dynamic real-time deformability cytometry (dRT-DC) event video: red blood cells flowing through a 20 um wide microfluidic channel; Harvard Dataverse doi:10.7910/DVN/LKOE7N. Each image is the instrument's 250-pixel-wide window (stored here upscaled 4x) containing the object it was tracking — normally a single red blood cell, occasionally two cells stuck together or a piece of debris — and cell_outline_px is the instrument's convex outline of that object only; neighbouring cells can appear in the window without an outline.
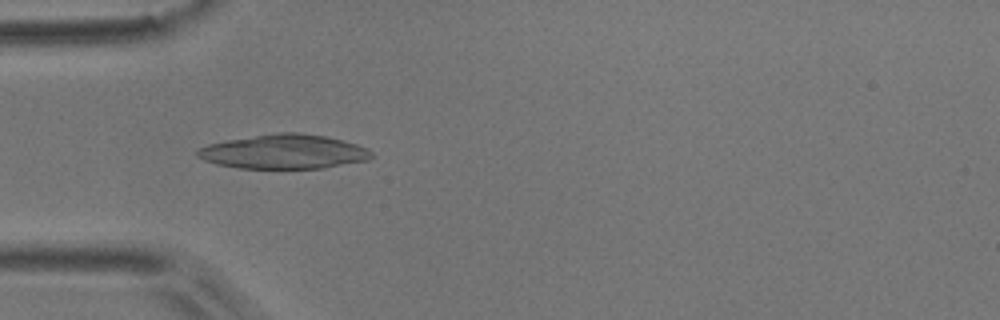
{"species": "common noctule bat (a hibernating species)", "species_latin": "Nyctalus noctula", "temperature_condition": "room temperature", "stored_images_in_passage": 7, "camera_frame_rate_fps": 3000, "um_per_image_px": 0.085, "animal": {"sex": "male", "body_mass_g": 17.9}, "frame": {"image": 1, "passage_image": 3, "time_ms": 0.667, "image_size_px": [1000, 320], "cell_outline_px": [[372, 156], [368, 160], [324, 168], [240, 168], [216, 164], [204, 160], [196, 156], [196, 152], [200, 148], [208, 144], [228, 140], [276, 132], [300, 132], [324, 136], [356, 144], [368, 148], [372, 152]], "centroid_in_image_um": [24.13, 12.89], "position_along_channel_um": 60.9, "area_um2": 34.68}}
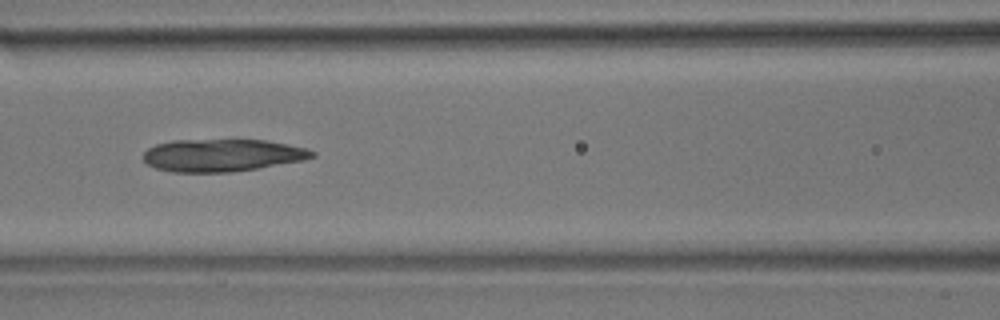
{"frame": {"image": 2, "passage_image": 5, "time_ms": 1.333, "image_size_px": [1000, 320], "cell_outline_px": [[316, 156], [304, 160], [232, 172], [172, 172], [156, 168], [148, 164], [144, 160], [144, 152], [148, 148], [156, 144], [172, 140], [264, 140], [308, 148], [316, 152]], "centroid_in_image_um": [18.89, 13.19], "position_along_channel_um": 147.7, "area_um2": 31.85}}
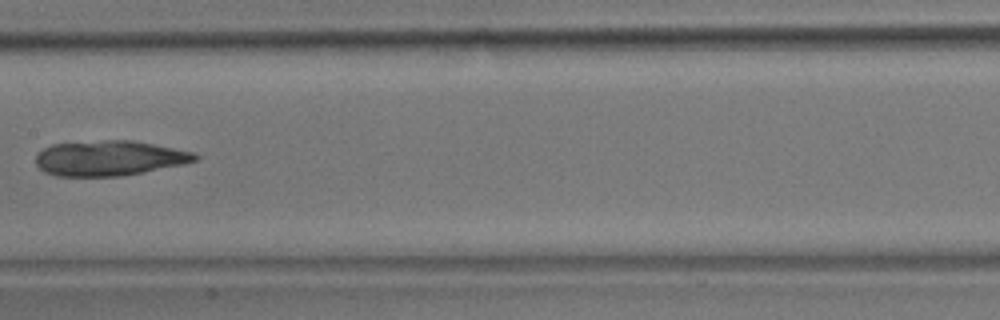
{"frame": {"image": 3, "passage_image": 6, "time_ms": 1.667, "image_size_px": [1000, 320], "cell_outline_px": [[200, 156], [196, 160], [184, 164], [144, 172], [120, 176], [56, 176], [44, 172], [36, 164], [36, 152], [52, 144], [104, 140], [132, 140], [192, 152]], "centroid_in_image_um": [9.25, 13.45], "position_along_channel_um": 198.2, "area_um2": 32.54}}